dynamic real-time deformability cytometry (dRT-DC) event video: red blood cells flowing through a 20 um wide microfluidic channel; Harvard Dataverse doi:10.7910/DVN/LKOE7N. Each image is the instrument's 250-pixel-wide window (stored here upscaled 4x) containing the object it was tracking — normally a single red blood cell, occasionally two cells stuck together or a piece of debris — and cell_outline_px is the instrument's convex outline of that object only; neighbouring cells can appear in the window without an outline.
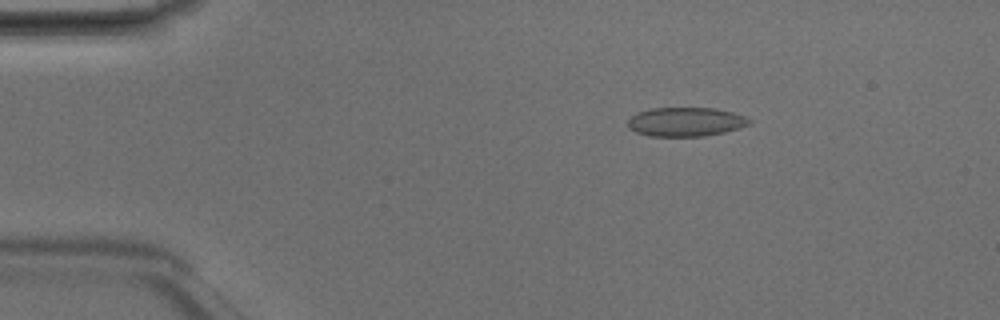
{"species": "Egyptian fruit bat (a non-hibernating species)", "species_latin": "Rousettus aegyptiacus", "temperature_condition": "room temperature", "stored_images_in_passage": 48, "camera_frame_rate_fps": 3000, "um_per_image_px": 0.085, "animal": {"sex": "male"}, "frame": {"image": 1, "passage_image": 8, "time_ms": 2.333, "image_size_px": [1000, 320], "cell_outline_px": [[752, 120], [748, 124], [724, 132], [704, 136], [652, 136], [636, 132], [628, 128], [628, 120], [636, 112], [652, 108], [716, 108], [732, 112], [744, 116]], "centroid_in_image_um": [58.25, 10.35], "position_along_channel_um": 26.8, "area_um2": 20.4}}
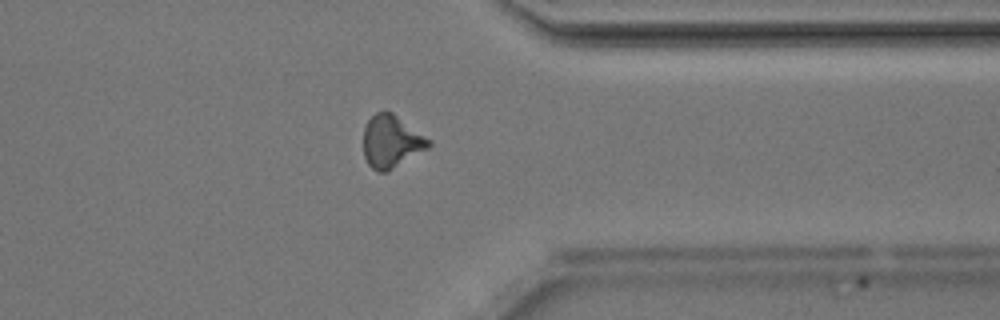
{"frame": {"image": 2, "passage_image": 38, "time_ms": 12.333, "image_size_px": [1000, 320], "cell_outline_px": [[432, 144], [428, 148], [388, 172], [376, 172], [368, 164], [364, 156], [364, 128], [368, 120], [376, 112], [384, 108], [392, 112], [432, 140]], "centroid_in_image_um": [33.27, 12.02], "position_along_channel_um": 378.1, "area_um2": 20.29}}
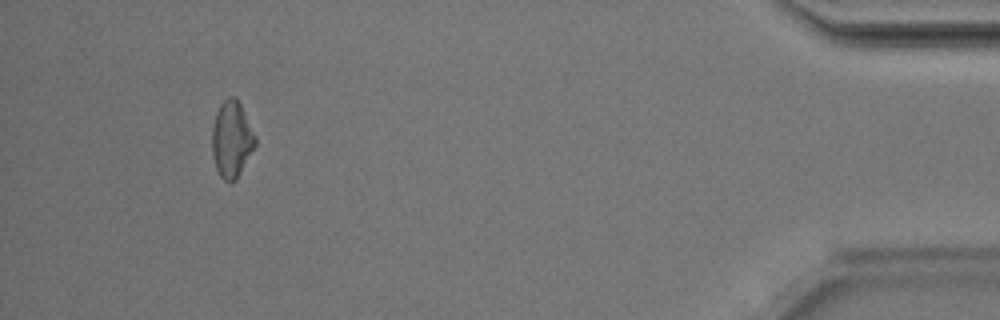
{"frame": {"image": 3, "passage_image": 45, "time_ms": 14.667, "image_size_px": [1000, 320], "cell_outline_px": [[256, 144], [236, 180], [224, 180], [220, 176], [216, 168], [212, 152], [212, 128], [216, 112], [220, 104], [228, 96], [236, 96], [256, 136]], "centroid_in_image_um": [19.69, 11.81], "position_along_channel_um": 415.5, "area_um2": 19.07}, "authors_computed_cell_mechanics": {"area_um2": 19.8543, "velocity_mm_per_s": 4.1918, "shape_relaxation_time_tau1_ms": null, "shape_relaxation_time_tau2_ms": 2.5255, "deformation_change_tau1": null, "deformation_change_tau2": 0.0799}}